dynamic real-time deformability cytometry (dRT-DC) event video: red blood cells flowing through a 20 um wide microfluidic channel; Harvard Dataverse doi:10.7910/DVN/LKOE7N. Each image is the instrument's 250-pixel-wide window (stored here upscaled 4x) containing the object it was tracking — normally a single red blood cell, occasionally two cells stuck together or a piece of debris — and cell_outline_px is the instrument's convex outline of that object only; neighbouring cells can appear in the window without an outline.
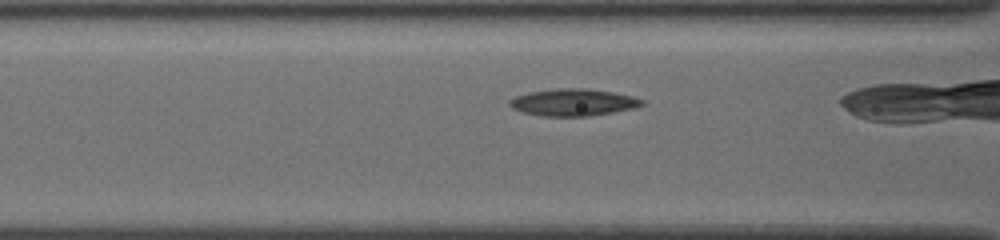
{"species": "common noctule bat (a hibernating species)", "species_latin": "Nyctalus noctula", "temperature_condition": "cold", "stored_images_in_passage": 25, "camera_frame_rate_fps": 3000, "um_per_image_px": 0.085, "animal": {"sex": "female", "body_mass_g": 19.5, "forearm_length_mm": 54.1}, "frame": {"image": 1, "passage_image": 4, "time_ms": 1.0, "image_size_px": [1000, 240], "cell_outline_px": [[644, 104], [632, 108], [612, 112], [588, 116], [544, 116], [524, 112], [512, 108], [508, 104], [508, 100], [516, 96], [528, 92], [556, 88], [588, 88], [612, 92], [632, 96], [644, 100]], "centroid_in_image_um": [48.69, 8.69], "position_along_channel_um": 117.9, "area_um2": 20.75}}
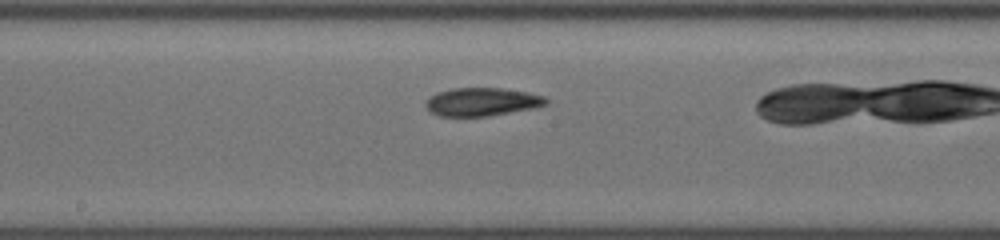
{"frame": {"image": 2, "passage_image": 11, "time_ms": 3.333, "image_size_px": [1000, 240], "cell_outline_px": [[548, 104], [532, 108], [488, 116], [440, 116], [432, 112], [424, 104], [428, 96], [436, 92], [452, 88], [500, 88], [528, 92], [544, 96], [548, 100]], "centroid_in_image_um": [40.94, 8.64], "position_along_channel_um": 207.3, "area_um2": 19.77}}
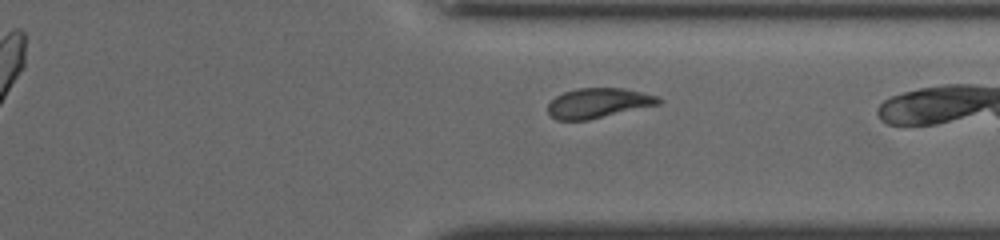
{"frame": {"image": 3, "passage_image": 23, "time_ms": 7.333, "image_size_px": [1000, 240], "cell_outline_px": [[664, 100], [660, 104], [588, 120], [556, 120], [548, 112], [548, 104], [556, 96], [564, 92], [576, 88], [624, 88], [656, 96]], "centroid_in_image_um": [50.85, 8.76], "position_along_channel_um": 360.5, "area_um2": 19.19}}